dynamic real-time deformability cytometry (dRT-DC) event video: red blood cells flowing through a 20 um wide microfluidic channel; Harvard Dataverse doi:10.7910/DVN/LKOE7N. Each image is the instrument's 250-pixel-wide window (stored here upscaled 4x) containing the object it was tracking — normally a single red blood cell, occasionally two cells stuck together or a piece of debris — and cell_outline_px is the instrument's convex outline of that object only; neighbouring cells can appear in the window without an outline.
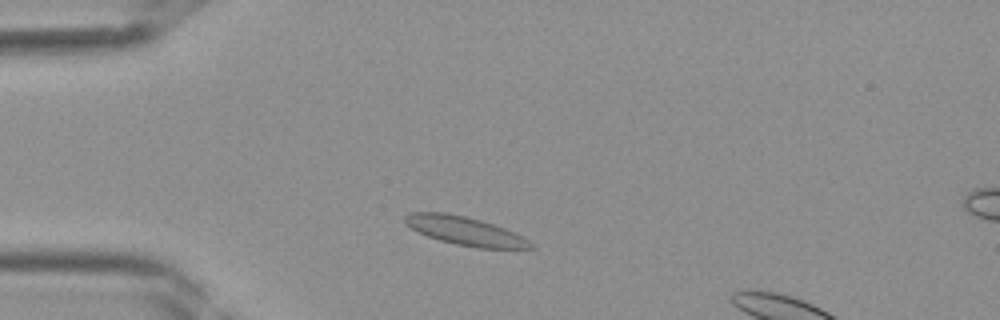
{"species": "Egyptian fruit bat (a non-hibernating species)", "species_latin": "Rousettus aegyptiacus", "temperature_condition": "room temperature", "stored_images_in_passage": 36, "camera_frame_rate_fps": 3000, "um_per_image_px": 0.085, "frame": {"image": 1, "passage_image": 5, "time_ms": 1.333, "image_size_px": [1000, 320], "cell_outline_px": [[536, 248], [476, 248], [456, 244], [440, 240], [428, 236], [412, 228], [404, 220], [404, 216], [412, 212], [448, 212], [480, 220], [516, 232], [528, 240]], "centroid_in_image_um": [39.55, 19.62], "position_along_channel_um": 45.5, "area_um2": 20.63}}
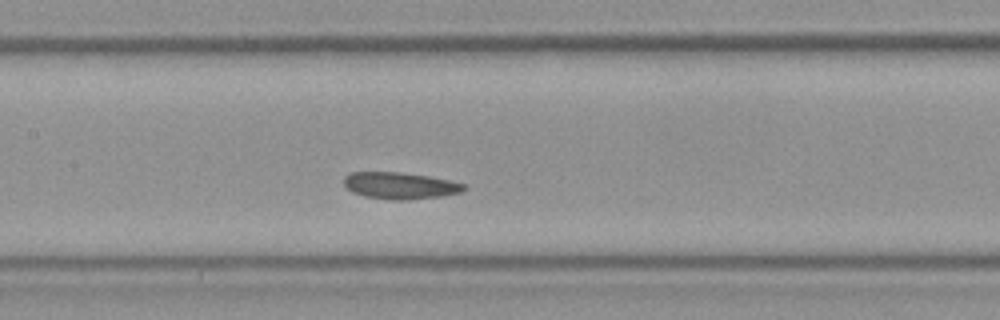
{"frame": {"image": 2, "passage_image": 14, "time_ms": 4.333, "image_size_px": [1000, 320], "cell_outline_px": [[464, 188], [460, 192], [440, 196], [408, 200], [392, 200], [364, 196], [352, 192], [344, 184], [344, 176], [348, 172], [400, 172], [428, 176], [448, 180], [464, 184]], "centroid_in_image_um": [33.94, 15.77], "position_along_channel_um": 173.5, "area_um2": 18.55}}
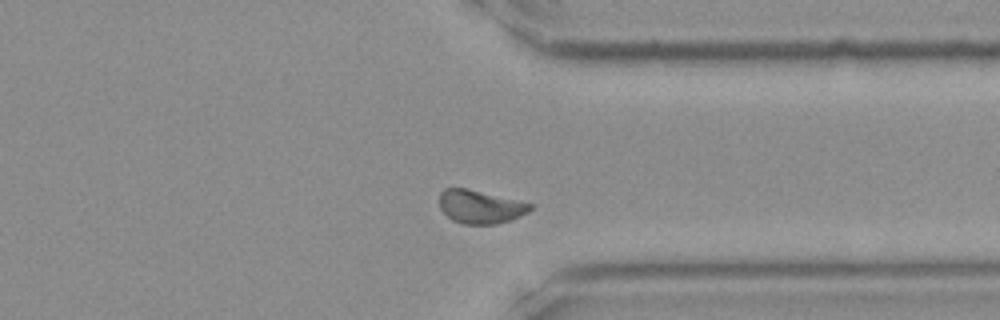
{"frame": {"image": 3, "passage_image": 26, "time_ms": 8.333, "image_size_px": [1000, 320], "cell_outline_px": [[532, 208], [528, 212], [520, 216], [496, 224], [464, 224], [452, 220], [440, 208], [440, 192], [444, 188], [468, 188], [532, 204]], "centroid_in_image_um": [40.8, 17.57], "position_along_channel_um": 370.6, "area_um2": 17.46}}